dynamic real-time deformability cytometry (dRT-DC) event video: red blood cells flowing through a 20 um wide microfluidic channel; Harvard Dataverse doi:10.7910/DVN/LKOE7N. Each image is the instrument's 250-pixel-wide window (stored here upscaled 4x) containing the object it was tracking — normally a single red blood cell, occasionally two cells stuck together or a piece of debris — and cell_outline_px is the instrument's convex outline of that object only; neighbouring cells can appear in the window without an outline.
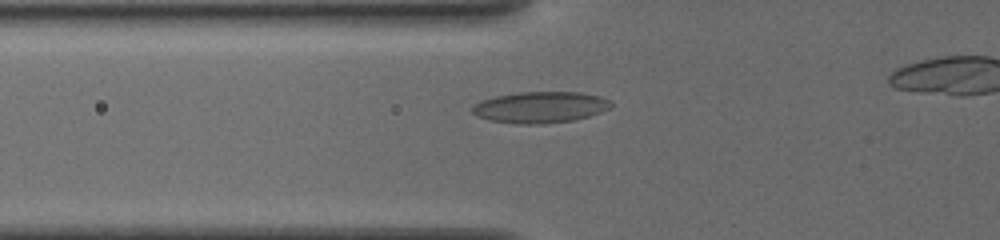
{"species": "common noctule bat (a hibernating species)", "species_latin": "Nyctalus noctula", "temperature_condition": "cold", "stored_images_in_passage": 44, "camera_frame_rate_fps": 3000, "um_per_image_px": 0.085, "animal": {"sex": "female", "body_mass_g": 19.5, "forearm_length_mm": 54.1}, "frame": {"image": 1, "passage_image": 16, "time_ms": 5.0, "image_size_px": [1000, 240], "cell_outline_px": [[612, 104], [608, 108], [600, 112], [588, 116], [572, 120], [540, 124], [520, 124], [488, 120], [472, 112], [472, 104], [480, 100], [496, 96], [520, 92], [580, 92], [600, 96], [608, 100]], "centroid_in_image_um": [45.88, 9.11], "position_along_channel_um": 79.9, "area_um2": 25.09}}
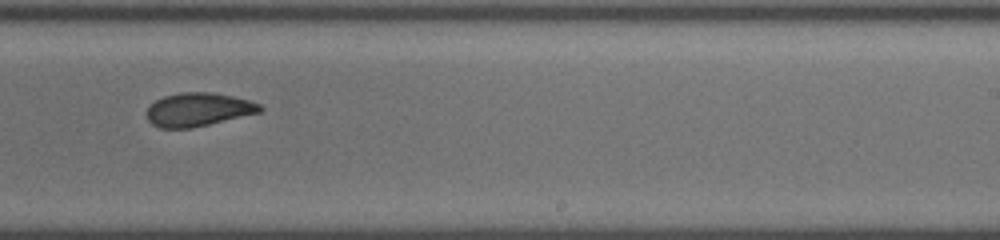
{"frame": {"image": 2, "passage_image": 31, "time_ms": 10.0, "image_size_px": [1000, 240], "cell_outline_px": [[264, 108], [260, 112], [192, 128], [160, 128], [152, 124], [148, 120], [148, 108], [156, 100], [164, 96], [180, 92], [212, 92], [232, 96], [248, 100], [260, 104]], "centroid_in_image_um": [16.86, 9.31], "position_along_channel_um": 272.1, "area_um2": 21.91}}
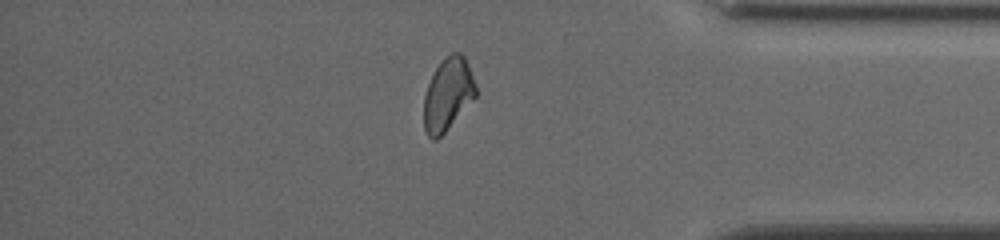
{"frame": {"image": 3, "passage_image": 42, "time_ms": 13.667, "image_size_px": [1000, 240], "cell_outline_px": [[476, 96], [444, 132], [436, 140], [432, 140], [428, 136], [424, 128], [424, 96], [428, 84], [436, 68], [452, 52], [460, 52], [464, 56], [468, 64], [476, 84]], "centroid_in_image_um": [38.07, 8.02], "position_along_channel_um": 397.1, "area_um2": 21.56}}